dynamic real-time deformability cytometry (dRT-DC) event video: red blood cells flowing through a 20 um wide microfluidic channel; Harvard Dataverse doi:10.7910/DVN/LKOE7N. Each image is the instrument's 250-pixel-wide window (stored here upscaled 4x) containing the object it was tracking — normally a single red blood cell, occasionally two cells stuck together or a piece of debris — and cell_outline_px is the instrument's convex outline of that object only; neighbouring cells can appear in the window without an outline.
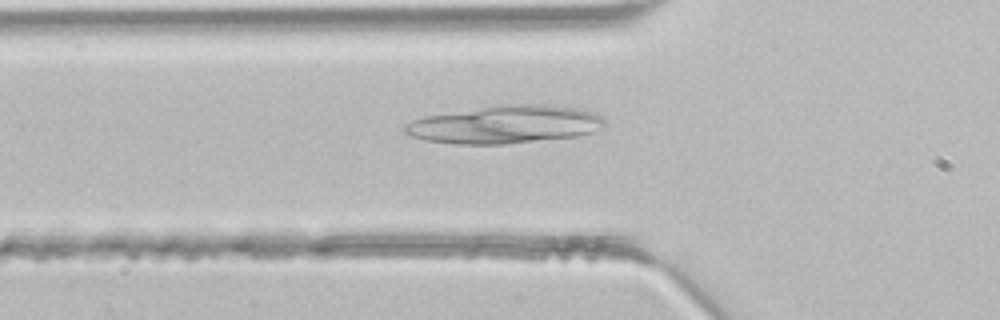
{"species": "common noctule bat (a hibernating species)", "species_latin": "Nyctalus noctula", "temperature_condition": "room temperature", "stored_images_in_passage": 27, "camera_frame_rate_fps": 3000, "um_per_image_px": 0.085, "animal": {"sex": "male", "body_mass_g": 21.5, "forearm_length_mm": 52.0}, "frame": {"image": 1, "passage_image": 3, "time_ms": 0.667, "image_size_px": [1000, 320], "cell_outline_px": [[608, 124], [592, 132], [576, 136], [504, 144], [456, 144], [424, 140], [412, 136], [404, 132], [404, 124], [412, 120], [424, 116], [496, 104], [544, 104], [576, 108], [596, 112]], "centroid_in_image_um": [42.91, 10.57], "position_along_channel_um": 82.9, "area_um2": 44.39}}
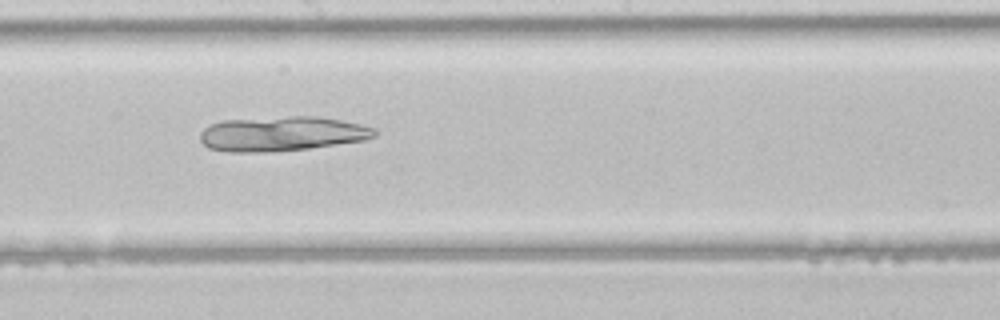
{"frame": {"image": 2, "passage_image": 12, "time_ms": 3.667, "image_size_px": [1000, 320], "cell_outline_px": [[376, 136], [364, 140], [308, 148], [272, 152], [228, 152], [208, 148], [200, 140], [200, 132], [204, 128], [220, 120], [288, 116], [316, 116], [340, 120], [360, 124], [376, 128]], "centroid_in_image_um": [23.94, 11.37], "position_along_channel_um": 224.3, "area_um2": 35.37}}
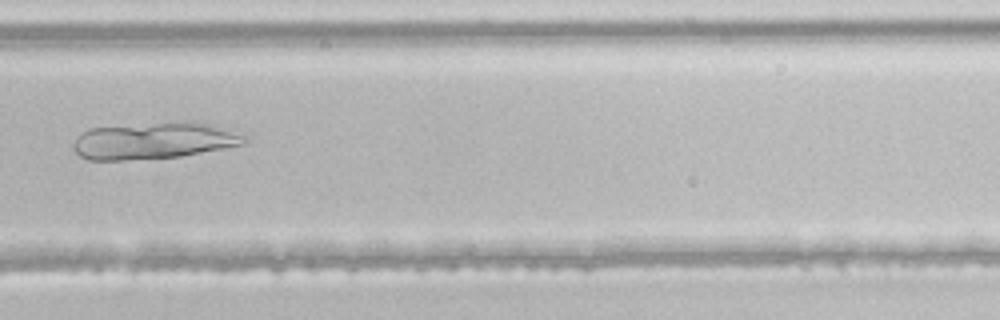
{"frame": {"image": 3, "passage_image": 18, "time_ms": 5.667, "image_size_px": [1000, 320], "cell_outline_px": [[248, 140], [244, 144], [228, 148], [180, 156], [124, 160], [88, 160], [80, 156], [72, 148], [72, 144], [76, 136], [80, 132], [88, 128], [168, 120], [192, 120], [212, 124], [248, 136]], "centroid_in_image_um": [13.09, 11.92], "position_along_channel_um": 316.7, "area_um2": 37.8}}